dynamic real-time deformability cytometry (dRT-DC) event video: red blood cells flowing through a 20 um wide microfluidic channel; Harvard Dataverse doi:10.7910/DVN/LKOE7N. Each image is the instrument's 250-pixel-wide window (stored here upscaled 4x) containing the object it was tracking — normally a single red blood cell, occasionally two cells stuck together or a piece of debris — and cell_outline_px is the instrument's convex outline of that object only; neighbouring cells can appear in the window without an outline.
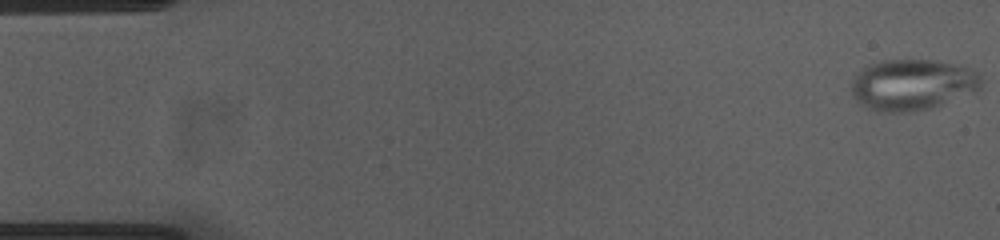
{"species": "common noctule bat (a hibernating species)", "species_latin": "Nyctalus noctula", "temperature_condition": "cold", "stored_images_in_passage": 54, "camera_frame_rate_fps": 3000, "um_per_image_px": 0.085, "animal": {"sex": "female", "body_mass_g": 23.0, "forearm_length_mm": 53.4}, "frame": {"image": 1, "passage_image": 1, "time_ms": 0.0, "image_size_px": [1000, 240], "cell_outline_px": [[980, 88], [972, 92], [932, 108], [912, 112], [876, 112], [860, 104], [852, 96], [852, 80], [868, 64], [880, 60], [932, 60], [968, 68], [976, 72], [980, 76]], "centroid_in_image_um": [77.49, 7.22], "position_along_channel_um": 7.5, "area_um2": 38.32}}
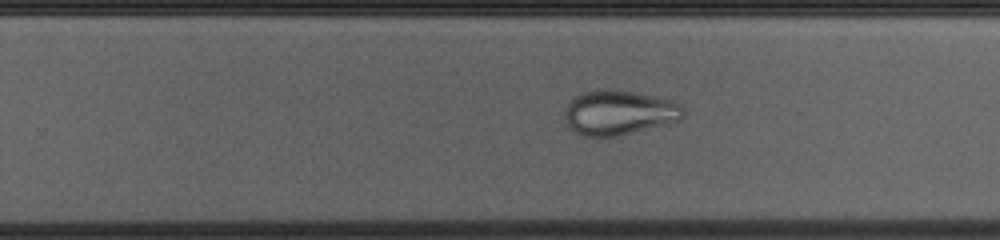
{"frame": {"image": 2, "passage_image": 34, "time_ms": 11.0, "image_size_px": [1000, 240], "cell_outline_px": [[684, 116], [680, 120], [616, 136], [584, 136], [576, 132], [564, 120], [564, 108], [580, 92], [600, 88], [620, 88], [656, 96], [672, 100], [680, 104], [684, 108]], "centroid_in_image_um": [52.6, 9.52], "position_along_channel_um": 277.2, "area_um2": 31.21}}
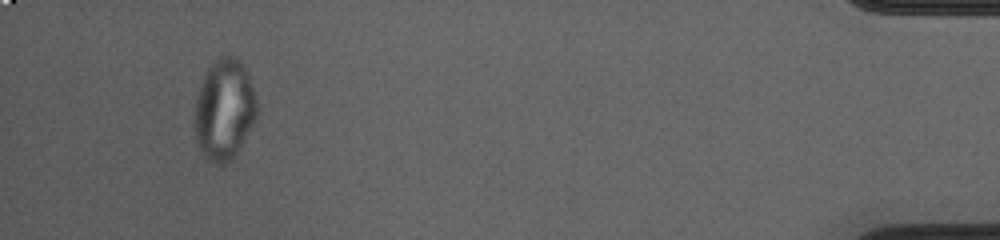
{"frame": {"image": 3, "passage_image": 51, "time_ms": 16.667, "image_size_px": [1000, 240], "cell_outline_px": [[256, 116], [252, 124], [236, 152], [224, 164], [216, 164], [200, 148], [196, 140], [196, 96], [204, 72], [208, 64], [216, 56], [224, 52], [228, 52], [240, 60], [244, 64], [256, 100]], "centroid_in_image_um": [19.05, 9.16], "position_along_channel_um": 416.2, "area_um2": 36.13}}